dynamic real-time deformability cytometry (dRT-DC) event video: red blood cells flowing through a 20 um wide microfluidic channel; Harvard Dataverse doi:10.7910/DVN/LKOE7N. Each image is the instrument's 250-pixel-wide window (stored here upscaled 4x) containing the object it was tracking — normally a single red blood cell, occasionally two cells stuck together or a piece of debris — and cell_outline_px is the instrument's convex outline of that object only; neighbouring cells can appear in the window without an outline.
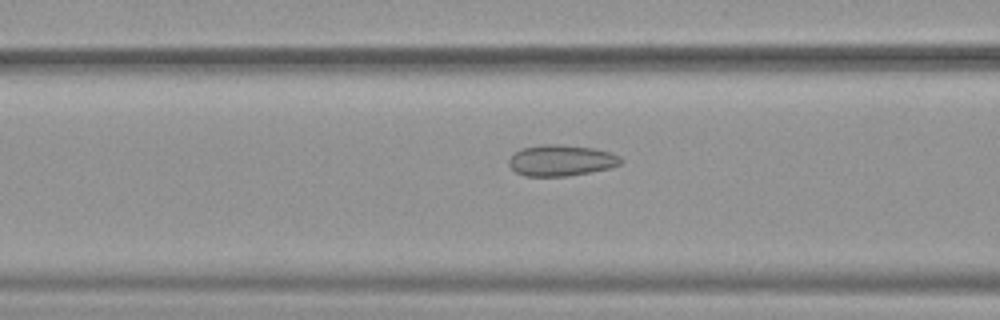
{"species": "common noctule bat (a hibernating species)", "species_latin": "Nyctalus noctula", "temperature_condition": "warm", "stored_images_in_passage": 36, "camera_frame_rate_fps": 3000, "um_per_image_px": 0.085, "animal": {"sex": "female", "body_mass_g": 19.9}, "frame": {"image": 1, "passage_image": 5, "time_ms": 1.333, "image_size_px": [1000, 320], "cell_outline_px": [[624, 160], [620, 164], [612, 168], [592, 172], [568, 176], [524, 176], [516, 172], [508, 164], [508, 160], [520, 148], [544, 144], [560, 144], [596, 148], [612, 152], [620, 156]], "centroid_in_image_um": [47.75, 13.63], "position_along_channel_um": 118.9, "area_um2": 20.63}}
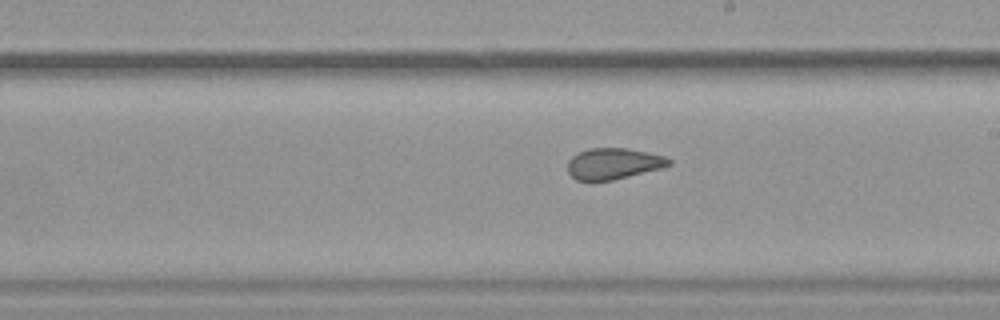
{"frame": {"image": 2, "passage_image": 14, "time_ms": 4.333, "image_size_px": [1000, 320], "cell_outline_px": [[672, 164], [660, 168], [612, 180], [592, 184], [576, 180], [568, 172], [568, 160], [572, 156], [588, 148], [628, 148], [664, 156], [672, 160]], "centroid_in_image_um": [52.08, 13.94], "position_along_channel_um": 236.9, "area_um2": 18.67}}
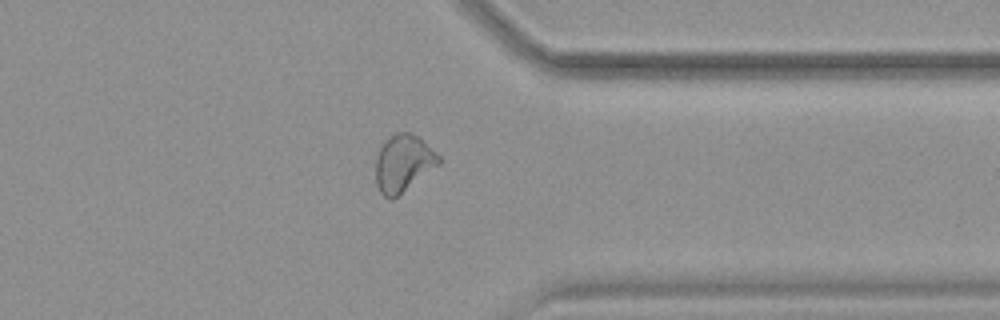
{"frame": {"image": 3, "passage_image": 25, "time_ms": 8.0, "image_size_px": [1000, 320], "cell_outline_px": [[440, 164], [392, 200], [388, 200], [380, 192], [376, 184], [376, 156], [384, 140], [388, 136], [396, 132], [408, 132], [416, 136], [436, 152], [440, 156]], "centroid_in_image_um": [34.25, 13.88], "position_along_channel_um": 377.2, "area_um2": 20.92}, "authors_computed_cell_mechanics": {"area_um2": 20.0566, "velocity_mm_per_s": 3.9423, "shape_relaxation_time_tau1_ms": null, "shape_relaxation_time_tau2_ms": 1.1508, "deformation_change_tau1": null, "deformation_change_tau2": 0.0609}}